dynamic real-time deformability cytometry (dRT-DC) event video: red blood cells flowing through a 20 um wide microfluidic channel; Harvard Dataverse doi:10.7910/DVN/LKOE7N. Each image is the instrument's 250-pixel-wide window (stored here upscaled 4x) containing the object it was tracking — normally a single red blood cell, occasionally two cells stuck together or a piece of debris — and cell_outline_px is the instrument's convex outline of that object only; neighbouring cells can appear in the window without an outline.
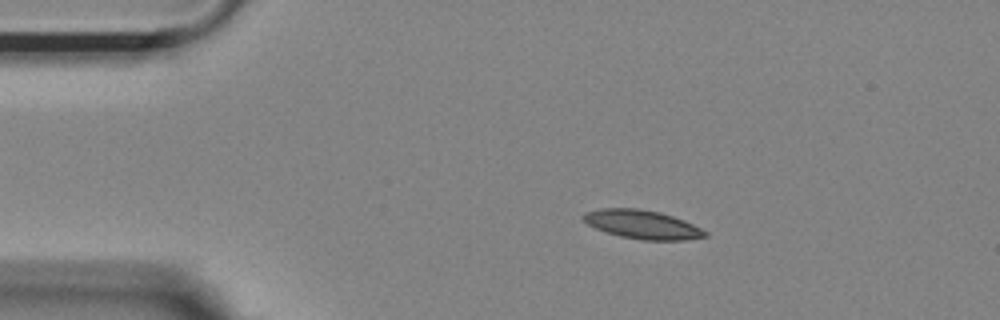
{"species": "Egyptian fruit bat (a non-hibernating species)", "species_latin": "Rousettus aegyptiacus", "temperature_condition": "room temperature", "stored_images_in_passage": 53, "camera_frame_rate_fps": 3000, "um_per_image_px": 0.085, "animal": {"sex": "female"}, "frame": {"image": 1, "passage_image": 9, "time_ms": 2.667, "image_size_px": [1000, 320], "cell_outline_px": [[708, 236], [684, 240], [644, 240], [620, 236], [596, 228], [588, 224], [580, 216], [584, 212], [600, 208], [636, 208], [660, 212], [684, 220], [708, 232]], "centroid_in_image_um": [54.59, 19.07], "position_along_channel_um": 30.4, "area_um2": 20.29}}
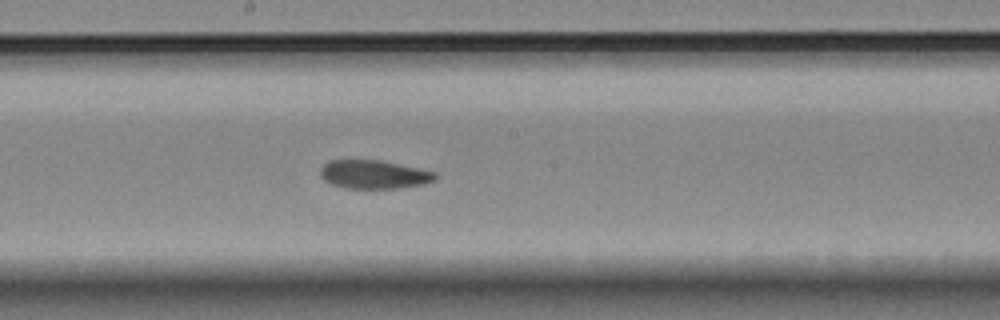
{"frame": {"image": 2, "passage_image": 28, "time_ms": 9.0, "image_size_px": [1000, 320], "cell_outline_px": [[436, 180], [424, 184], [400, 188], [344, 188], [332, 184], [324, 180], [320, 176], [320, 168], [328, 160], [380, 160], [436, 172]], "centroid_in_image_um": [31.76, 14.83], "position_along_channel_um": 216.4, "area_um2": 19.13}}
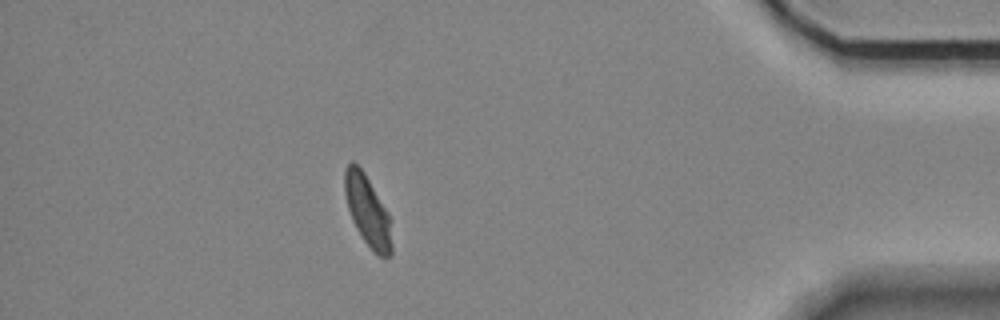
{"frame": {"image": 3, "passage_image": 47, "time_ms": 15.333, "image_size_px": [1000, 320], "cell_outline_px": [[392, 256], [380, 256], [364, 240], [356, 228], [352, 220], [348, 208], [344, 192], [344, 172], [348, 164], [352, 160], [364, 172], [388, 212], [392, 244]], "centroid_in_image_um": [31.23, 17.89], "position_along_channel_um": 404.0, "area_um2": 19.02}, "authors_computed_cell_mechanics": {"area_um2": 19.7098, "velocity_mm_per_s": 3.668, "shape_relaxation_time_tau1_ms": null, "shape_relaxation_time_tau2_ms": 4.3032, "deformation_change_tau1": null, "deformation_change_tau2": 0.092}}